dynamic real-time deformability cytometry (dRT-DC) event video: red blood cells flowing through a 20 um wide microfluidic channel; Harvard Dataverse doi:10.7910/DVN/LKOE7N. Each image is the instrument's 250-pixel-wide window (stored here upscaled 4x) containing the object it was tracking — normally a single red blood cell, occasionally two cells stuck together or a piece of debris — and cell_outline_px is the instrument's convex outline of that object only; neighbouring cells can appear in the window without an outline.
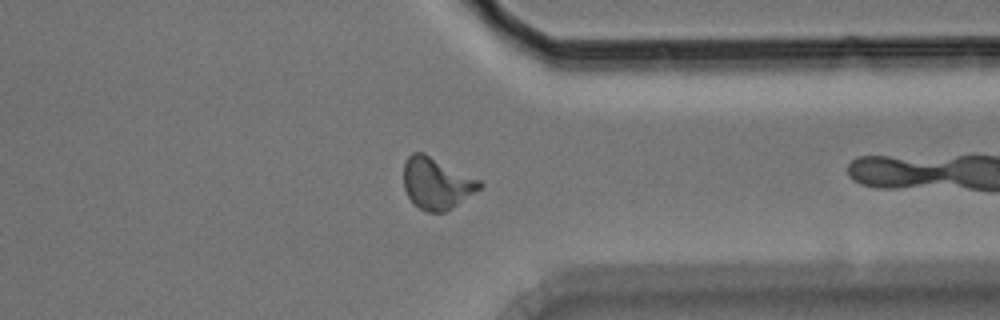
{"species": "Egyptian fruit bat (a non-hibernating species)", "species_latin": "Rousettus aegyptiacus", "temperature_condition": "room temperature", "stored_images_in_passage": 29, "camera_frame_rate_fps": 3000, "um_per_image_px": 0.085, "animal": {"sex": "male"}, "frame": {"image": 1, "passage_image": 28, "time_ms": 9.0, "image_size_px": [1000, 320], "cell_outline_px": [[484, 184], [480, 188], [452, 208], [444, 212], [428, 212], [420, 208], [408, 196], [404, 188], [404, 164], [408, 156], [412, 152], [424, 152], [480, 180]], "centroid_in_image_um": [37.1, 15.56], "position_along_channel_um": 374.3, "area_um2": 22.6}}